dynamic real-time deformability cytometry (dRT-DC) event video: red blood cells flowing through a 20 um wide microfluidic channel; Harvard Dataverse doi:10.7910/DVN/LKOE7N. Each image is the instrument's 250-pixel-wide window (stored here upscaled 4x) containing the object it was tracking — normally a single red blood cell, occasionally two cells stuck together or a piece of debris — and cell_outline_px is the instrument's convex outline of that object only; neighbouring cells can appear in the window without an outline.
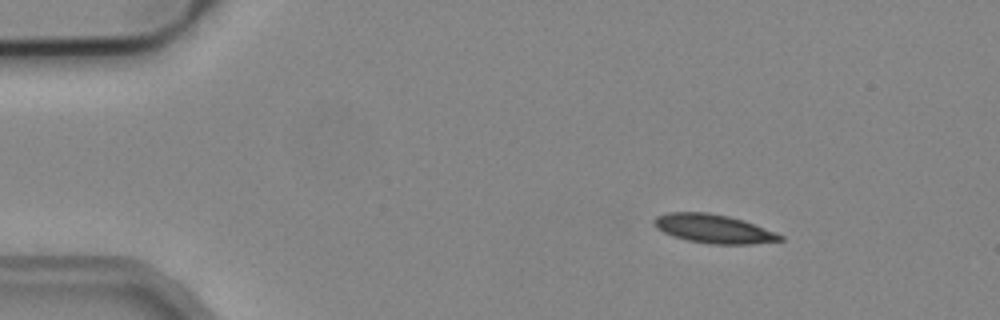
{"species": "common noctule bat (a hibernating species)", "species_latin": "Nyctalus noctula", "temperature_condition": "cold", "stored_images_in_passage": 4, "camera_frame_rate_fps": 3000, "um_per_image_px": 0.085, "animal": {"sex": "male", "body_mass_g": 19.2, "forearm_length_mm": 51.8}, "frame": {"image": 1, "passage_image": 1, "time_ms": 0.0, "image_size_px": [1000, 320], "cell_outline_px": [[784, 240], [752, 244], [712, 244], [688, 240], [672, 236], [656, 228], [652, 224], [652, 220], [656, 216], [668, 212], [708, 212], [728, 216], [744, 220], [784, 236]], "centroid_in_image_um": [60.62, 19.44], "position_along_channel_um": 24.4, "area_um2": 21.15}}
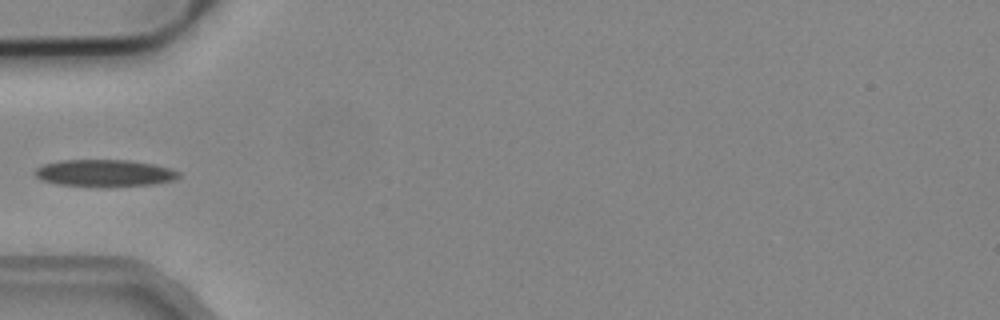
{"frame": {"image": 2, "passage_image": 4, "time_ms": 1.0, "image_size_px": [1000, 320], "cell_outline_px": [[180, 176], [176, 180], [152, 184], [108, 188], [56, 184], [40, 180], [32, 172], [36, 168], [44, 164], [60, 160], [128, 160], [152, 164], [168, 168], [180, 172]], "centroid_in_image_um": [8.86, 14.73], "position_along_channel_um": 76.1, "area_um2": 23.06}}